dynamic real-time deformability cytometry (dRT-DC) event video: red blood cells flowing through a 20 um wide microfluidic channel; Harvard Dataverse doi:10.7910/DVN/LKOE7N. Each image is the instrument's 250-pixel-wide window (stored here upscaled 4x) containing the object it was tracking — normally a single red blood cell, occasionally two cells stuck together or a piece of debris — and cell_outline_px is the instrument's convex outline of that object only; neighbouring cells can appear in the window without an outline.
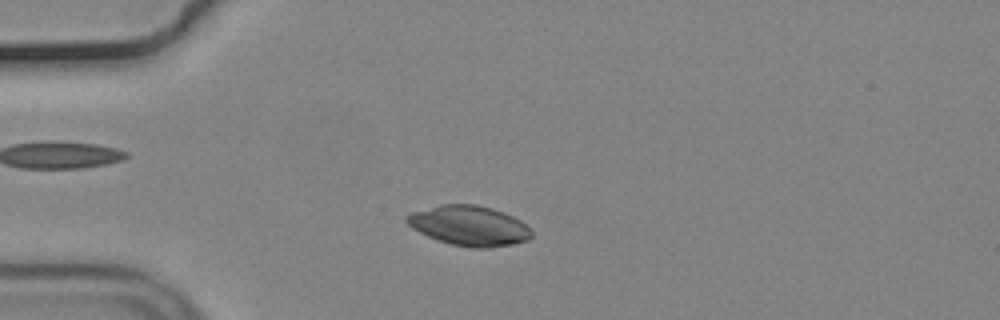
{"species": "common noctule bat (a hibernating species)", "species_latin": "Nyctalus noctula", "temperature_condition": "cold", "stored_images_in_passage": 48, "camera_frame_rate_fps": 3000, "um_per_image_px": 0.085, "animal": {"sex": "male", "body_mass_g": 19.2, "forearm_length_mm": 51.8}, "frame": {"image": 1, "passage_image": 7, "time_ms": 2.0, "image_size_px": [1000, 320], "cell_outline_px": [[532, 236], [528, 240], [512, 244], [488, 248], [472, 248], [452, 244], [436, 240], [412, 228], [404, 220], [404, 216], [412, 212], [440, 204], [476, 204], [492, 208], [504, 212], [520, 220], [532, 232]], "centroid_in_image_um": [39.86, 19.18], "position_along_channel_um": 45.1, "area_um2": 29.13}}
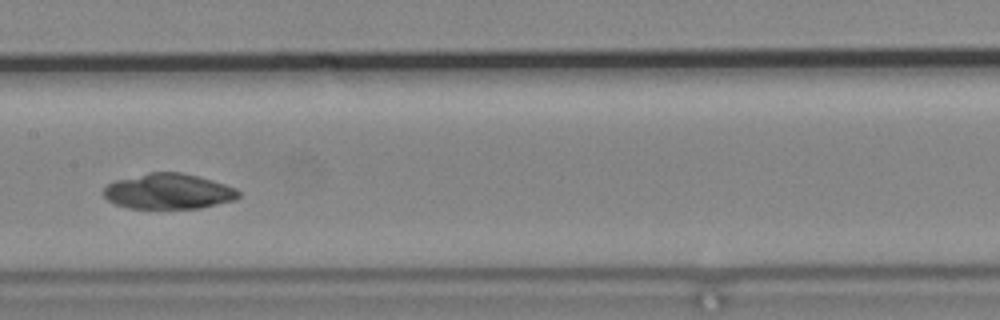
{"frame": {"image": 2, "passage_image": 21, "time_ms": 6.667, "image_size_px": [1000, 320], "cell_outline_px": [[240, 196], [236, 200], [200, 208], [128, 208], [116, 204], [108, 200], [104, 196], [104, 188], [108, 184], [116, 180], [148, 172], [180, 172], [212, 180], [236, 188], [240, 192]], "centroid_in_image_um": [14.34, 16.27], "position_along_channel_um": 193.1, "area_um2": 27.8}}
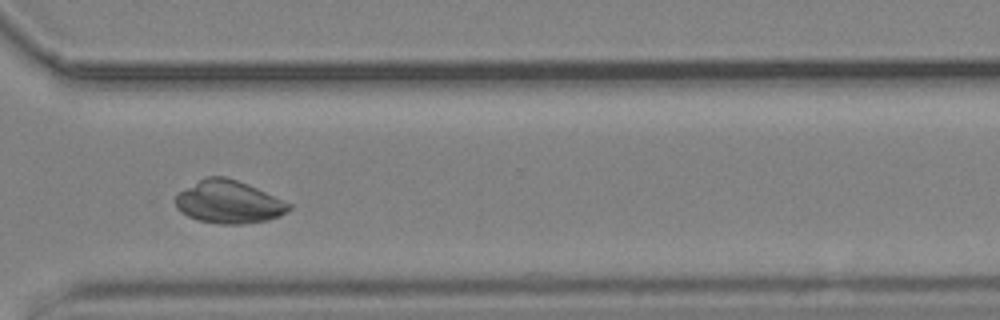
{"frame": {"image": 3, "passage_image": 34, "time_ms": 11.0, "image_size_px": [1000, 320], "cell_outline_px": [[292, 208], [280, 216], [268, 220], [244, 224], [220, 224], [200, 220], [188, 216], [180, 212], [176, 208], [176, 192], [204, 176], [224, 176], [248, 184], [292, 204]], "centroid_in_image_um": [19.42, 17.16], "position_along_channel_um": 351.2, "area_um2": 28.5}}